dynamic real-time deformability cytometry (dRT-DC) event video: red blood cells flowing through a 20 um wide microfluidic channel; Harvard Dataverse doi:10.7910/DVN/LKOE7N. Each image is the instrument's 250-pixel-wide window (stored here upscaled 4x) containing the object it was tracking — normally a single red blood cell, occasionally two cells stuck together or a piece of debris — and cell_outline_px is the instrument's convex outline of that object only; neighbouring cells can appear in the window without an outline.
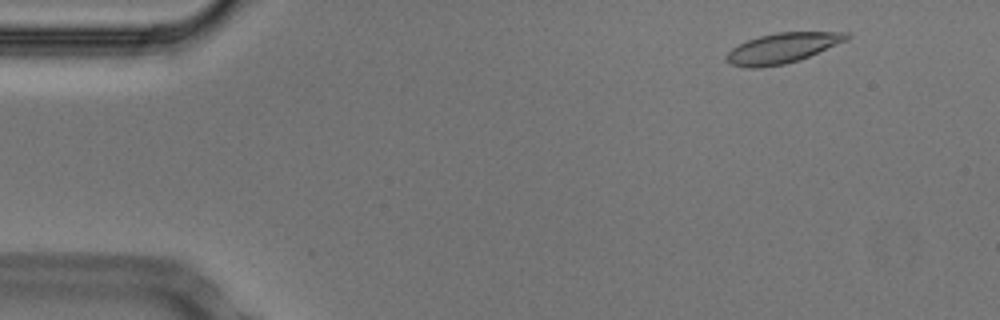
{"species": "Egyptian fruit bat (a non-hibernating species)", "species_latin": "Rousettus aegyptiacus", "temperature_condition": "cold", "stored_images_in_passage": 51, "camera_frame_rate_fps": 3000, "um_per_image_px": 0.085, "animal": {"sex": "male"}, "frame": {"image": 1, "passage_image": 3, "time_ms": 0.667, "image_size_px": [1000, 320], "cell_outline_px": [[852, 36], [848, 40], [800, 60], [784, 64], [760, 68], [744, 68], [728, 64], [724, 60], [724, 56], [732, 48], [748, 40], [760, 36], [776, 32], [848, 32]], "centroid_in_image_um": [66.48, 4.1], "position_along_channel_um": 18.5, "area_um2": 21.39}}
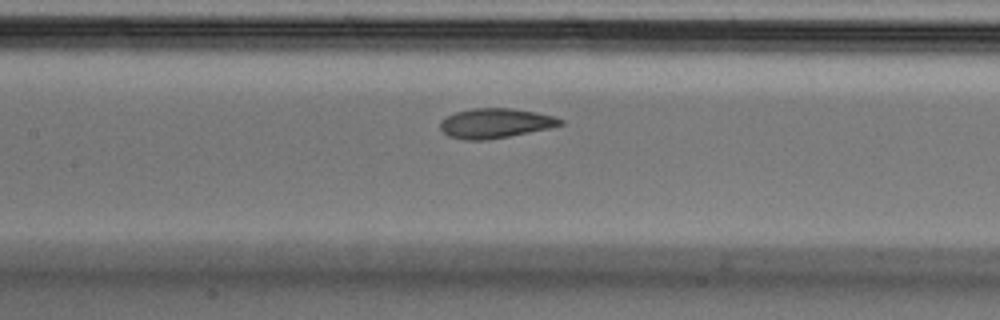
{"frame": {"image": 2, "passage_image": 22, "time_ms": 7.0, "image_size_px": [1000, 320], "cell_outline_px": [[564, 124], [548, 128], [488, 140], [464, 140], [448, 136], [440, 128], [440, 120], [444, 116], [456, 112], [472, 108], [512, 108], [536, 112], [552, 116], [564, 120]], "centroid_in_image_um": [42.05, 10.47], "position_along_channel_um": 165.3, "area_um2": 20.81}}
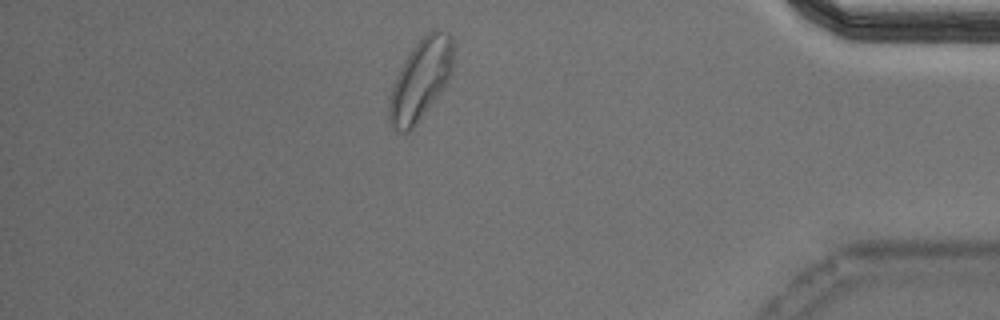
{"frame": {"image": 3, "passage_image": 44, "time_ms": 14.333, "image_size_px": [1000, 320], "cell_outline_px": [[452, 72], [448, 80], [440, 92], [416, 124], [408, 132], [396, 132], [392, 128], [388, 120], [388, 104], [392, 88], [400, 68], [404, 60], [412, 48], [424, 32], [432, 28], [436, 28], [448, 32], [452, 36]], "centroid_in_image_um": [35.74, 6.73], "position_along_channel_um": 399.5, "area_um2": 30.23}, "authors_computed_cell_mechanics": {"area_um2": 21.4438, "velocity_mm_per_s": 3.7118, "shape_relaxation_time_tau1_ms": 3.9772, "shape_relaxation_time_tau2_ms": 1.4262, "deformation_change_tau1": 0.1181, "deformation_change_tau2": 0.0528}}